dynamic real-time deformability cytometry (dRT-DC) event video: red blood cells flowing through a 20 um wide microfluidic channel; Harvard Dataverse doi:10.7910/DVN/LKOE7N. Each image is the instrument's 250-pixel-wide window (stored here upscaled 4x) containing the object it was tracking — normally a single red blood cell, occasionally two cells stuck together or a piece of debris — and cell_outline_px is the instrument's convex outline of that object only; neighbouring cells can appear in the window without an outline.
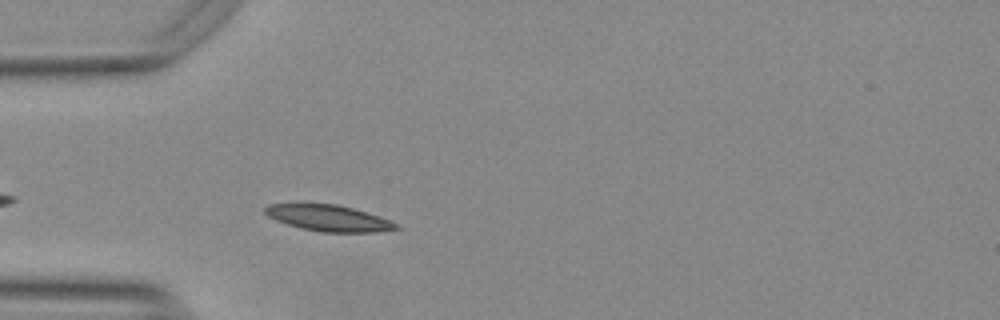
{"species": "Egyptian fruit bat (a non-hibernating species)", "species_latin": "Rousettus aegyptiacus", "temperature_condition": "warm", "stored_images_in_passage": 27, "camera_frame_rate_fps": 3000, "um_per_image_px": 0.085, "animal": {"sex": "female"}, "frame": {"image": 1, "passage_image": 4, "time_ms": 1.0, "image_size_px": [1000, 320], "cell_outline_px": [[400, 228], [376, 232], [320, 232], [300, 228], [276, 220], [268, 216], [264, 212], [264, 208], [268, 204], [336, 204], [352, 208], [380, 216], [392, 220]], "centroid_in_image_um": [27.94, 18.54], "position_along_channel_um": 57.1, "area_um2": 19.88}}
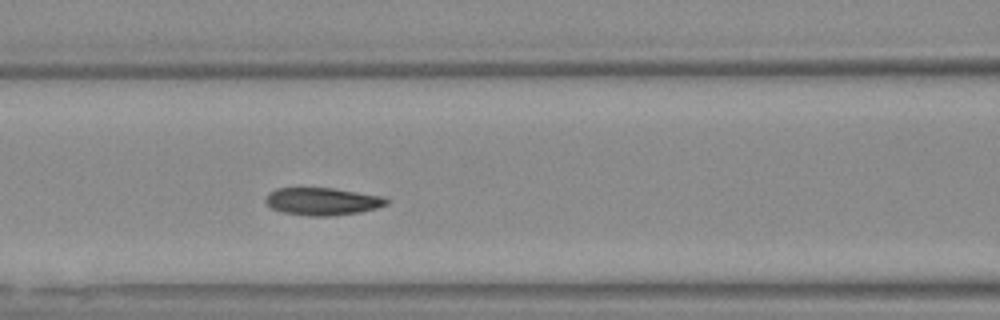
{"frame": {"image": 2, "passage_image": 11, "time_ms": 3.333, "image_size_px": [1000, 320], "cell_outline_px": [[388, 204], [376, 208], [356, 212], [332, 216], [308, 216], [284, 212], [272, 208], [264, 200], [264, 196], [268, 192], [276, 188], [332, 188], [384, 196], [388, 200]], "centroid_in_image_um": [27.38, 17.11], "position_along_channel_um": 139.2, "area_um2": 19.36}}
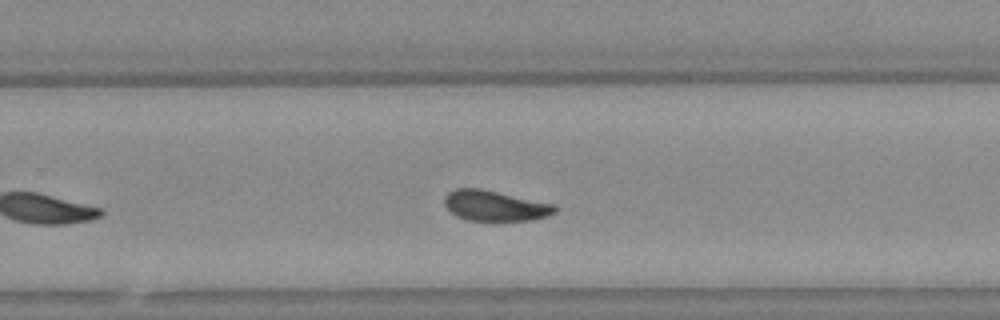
{"frame": {"image": 3, "passage_image": 23, "time_ms": 7.333, "image_size_px": [1000, 320], "cell_outline_px": [[556, 212], [548, 216], [532, 220], [468, 220], [456, 216], [444, 204], [444, 196], [448, 192], [456, 188], [480, 188], [556, 204]], "centroid_in_image_um": [42.08, 17.48], "position_along_channel_um": 287.7, "area_um2": 19.59}}